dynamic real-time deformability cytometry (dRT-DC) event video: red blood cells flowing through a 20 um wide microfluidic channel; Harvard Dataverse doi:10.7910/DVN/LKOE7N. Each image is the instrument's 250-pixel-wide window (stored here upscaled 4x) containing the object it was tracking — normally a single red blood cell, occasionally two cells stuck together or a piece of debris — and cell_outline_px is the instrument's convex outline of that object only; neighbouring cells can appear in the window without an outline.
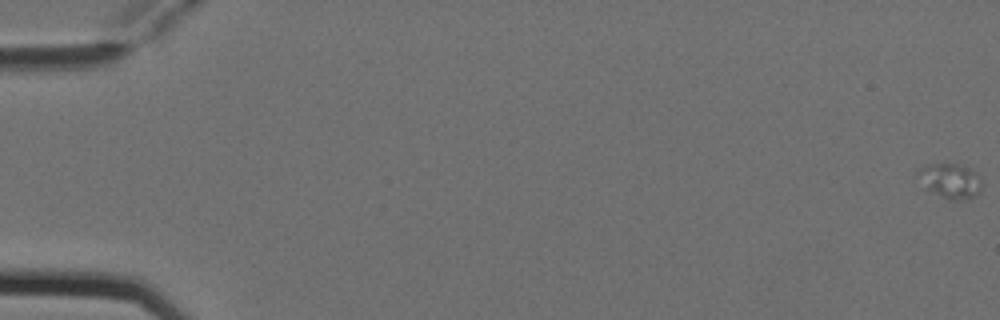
{"species": "Egyptian fruit bat (a non-hibernating species)", "species_latin": "Rousettus aegyptiacus", "temperature_condition": "cold", "stored_images_in_passage": 5, "camera_frame_rate_fps": 3000, "um_per_image_px": 0.085, "animal": {"sex": "female"}, "frame": {"image": 1, "passage_image": 1, "time_ms": 0.0, "image_size_px": [1000, 320], "cell_outline_px": [[980, 188], [972, 196], [960, 200], [948, 200], [932, 192], [916, 176], [928, 164], [956, 164], [968, 168], [980, 180]], "centroid_in_image_um": [80.74, 15.38], "position_along_channel_um": 4.3, "area_um2": 12.14}}